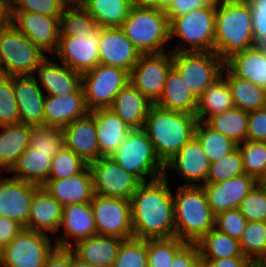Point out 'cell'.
<instances>
[{
	"label": "cell",
	"instance_id": "6da1fadb",
	"mask_svg": "<svg viewBox=\"0 0 266 267\" xmlns=\"http://www.w3.org/2000/svg\"><path fill=\"white\" fill-rule=\"evenodd\" d=\"M168 176L142 182L131 197L134 238L149 240L175 237L173 190Z\"/></svg>",
	"mask_w": 266,
	"mask_h": 267
},
{
	"label": "cell",
	"instance_id": "7a4b0ae2",
	"mask_svg": "<svg viewBox=\"0 0 266 267\" xmlns=\"http://www.w3.org/2000/svg\"><path fill=\"white\" fill-rule=\"evenodd\" d=\"M256 45L250 0H217L214 52L224 61Z\"/></svg>",
	"mask_w": 266,
	"mask_h": 267
},
{
	"label": "cell",
	"instance_id": "3957f363",
	"mask_svg": "<svg viewBox=\"0 0 266 267\" xmlns=\"http://www.w3.org/2000/svg\"><path fill=\"white\" fill-rule=\"evenodd\" d=\"M197 122L194 114L151 105L143 129L163 165L194 137Z\"/></svg>",
	"mask_w": 266,
	"mask_h": 267
},
{
	"label": "cell",
	"instance_id": "277c9868",
	"mask_svg": "<svg viewBox=\"0 0 266 267\" xmlns=\"http://www.w3.org/2000/svg\"><path fill=\"white\" fill-rule=\"evenodd\" d=\"M173 191L175 237L197 243L215 227V215L202 186L177 185Z\"/></svg>",
	"mask_w": 266,
	"mask_h": 267
},
{
	"label": "cell",
	"instance_id": "5b68a950",
	"mask_svg": "<svg viewBox=\"0 0 266 267\" xmlns=\"http://www.w3.org/2000/svg\"><path fill=\"white\" fill-rule=\"evenodd\" d=\"M141 54L170 51V22L165 11L137 1L120 27Z\"/></svg>",
	"mask_w": 266,
	"mask_h": 267
},
{
	"label": "cell",
	"instance_id": "8992f818",
	"mask_svg": "<svg viewBox=\"0 0 266 267\" xmlns=\"http://www.w3.org/2000/svg\"><path fill=\"white\" fill-rule=\"evenodd\" d=\"M215 16L216 7H203L175 18L170 23V43L180 41L170 51H214Z\"/></svg>",
	"mask_w": 266,
	"mask_h": 267
},
{
	"label": "cell",
	"instance_id": "52a82bcc",
	"mask_svg": "<svg viewBox=\"0 0 266 267\" xmlns=\"http://www.w3.org/2000/svg\"><path fill=\"white\" fill-rule=\"evenodd\" d=\"M110 157L141 182L156 180L164 174V165L143 128L131 129Z\"/></svg>",
	"mask_w": 266,
	"mask_h": 267
},
{
	"label": "cell",
	"instance_id": "ba28073f",
	"mask_svg": "<svg viewBox=\"0 0 266 267\" xmlns=\"http://www.w3.org/2000/svg\"><path fill=\"white\" fill-rule=\"evenodd\" d=\"M46 57L12 24L0 29V69L3 75H34L36 68Z\"/></svg>",
	"mask_w": 266,
	"mask_h": 267
},
{
	"label": "cell",
	"instance_id": "9c48e42d",
	"mask_svg": "<svg viewBox=\"0 0 266 267\" xmlns=\"http://www.w3.org/2000/svg\"><path fill=\"white\" fill-rule=\"evenodd\" d=\"M172 58L173 67L197 98L222 76L225 67V61L214 51L172 52Z\"/></svg>",
	"mask_w": 266,
	"mask_h": 267
},
{
	"label": "cell",
	"instance_id": "30bf717a",
	"mask_svg": "<svg viewBox=\"0 0 266 267\" xmlns=\"http://www.w3.org/2000/svg\"><path fill=\"white\" fill-rule=\"evenodd\" d=\"M51 236L22 228L1 251L0 267H44L56 244Z\"/></svg>",
	"mask_w": 266,
	"mask_h": 267
},
{
	"label": "cell",
	"instance_id": "8fae6325",
	"mask_svg": "<svg viewBox=\"0 0 266 267\" xmlns=\"http://www.w3.org/2000/svg\"><path fill=\"white\" fill-rule=\"evenodd\" d=\"M129 83V72L99 63L82 74V88L89 111L109 108L116 95Z\"/></svg>",
	"mask_w": 266,
	"mask_h": 267
},
{
	"label": "cell",
	"instance_id": "7c38bea8",
	"mask_svg": "<svg viewBox=\"0 0 266 267\" xmlns=\"http://www.w3.org/2000/svg\"><path fill=\"white\" fill-rule=\"evenodd\" d=\"M173 67L171 51L141 54L129 73V82L150 102L161 97L169 71Z\"/></svg>",
	"mask_w": 266,
	"mask_h": 267
},
{
	"label": "cell",
	"instance_id": "4fadbf2b",
	"mask_svg": "<svg viewBox=\"0 0 266 267\" xmlns=\"http://www.w3.org/2000/svg\"><path fill=\"white\" fill-rule=\"evenodd\" d=\"M89 167L93 177V191L96 195L130 201L142 183L110 156L99 157L90 163Z\"/></svg>",
	"mask_w": 266,
	"mask_h": 267
},
{
	"label": "cell",
	"instance_id": "5bb4252c",
	"mask_svg": "<svg viewBox=\"0 0 266 267\" xmlns=\"http://www.w3.org/2000/svg\"><path fill=\"white\" fill-rule=\"evenodd\" d=\"M91 208L97 235L115 236L123 240L134 237L129 200L94 194Z\"/></svg>",
	"mask_w": 266,
	"mask_h": 267
},
{
	"label": "cell",
	"instance_id": "9a60e30c",
	"mask_svg": "<svg viewBox=\"0 0 266 267\" xmlns=\"http://www.w3.org/2000/svg\"><path fill=\"white\" fill-rule=\"evenodd\" d=\"M99 39L100 27L91 34L59 37L58 48L53 57L74 71L83 74L100 63Z\"/></svg>",
	"mask_w": 266,
	"mask_h": 267
},
{
	"label": "cell",
	"instance_id": "2e32d148",
	"mask_svg": "<svg viewBox=\"0 0 266 267\" xmlns=\"http://www.w3.org/2000/svg\"><path fill=\"white\" fill-rule=\"evenodd\" d=\"M11 24L47 56L56 53L60 37L59 17L33 12H11Z\"/></svg>",
	"mask_w": 266,
	"mask_h": 267
},
{
	"label": "cell",
	"instance_id": "e0dca14e",
	"mask_svg": "<svg viewBox=\"0 0 266 267\" xmlns=\"http://www.w3.org/2000/svg\"><path fill=\"white\" fill-rule=\"evenodd\" d=\"M41 186L0 175V216L27 226L31 201Z\"/></svg>",
	"mask_w": 266,
	"mask_h": 267
},
{
	"label": "cell",
	"instance_id": "ac0fdd59",
	"mask_svg": "<svg viewBox=\"0 0 266 267\" xmlns=\"http://www.w3.org/2000/svg\"><path fill=\"white\" fill-rule=\"evenodd\" d=\"M209 167L210 162L203 148L199 141L193 137L164 165L163 175H168L169 172L174 171L180 176L179 178L185 180V183L180 185L202 186L206 184Z\"/></svg>",
	"mask_w": 266,
	"mask_h": 267
},
{
	"label": "cell",
	"instance_id": "d6986e66",
	"mask_svg": "<svg viewBox=\"0 0 266 267\" xmlns=\"http://www.w3.org/2000/svg\"><path fill=\"white\" fill-rule=\"evenodd\" d=\"M94 235L97 232L91 202L63 206L62 220L54 240L56 247L70 248L77 241Z\"/></svg>",
	"mask_w": 266,
	"mask_h": 267
},
{
	"label": "cell",
	"instance_id": "ffe728a7",
	"mask_svg": "<svg viewBox=\"0 0 266 267\" xmlns=\"http://www.w3.org/2000/svg\"><path fill=\"white\" fill-rule=\"evenodd\" d=\"M141 52L127 38L120 27H100V63L122 68L129 73L139 61Z\"/></svg>",
	"mask_w": 266,
	"mask_h": 267
},
{
	"label": "cell",
	"instance_id": "44dd1931",
	"mask_svg": "<svg viewBox=\"0 0 266 267\" xmlns=\"http://www.w3.org/2000/svg\"><path fill=\"white\" fill-rule=\"evenodd\" d=\"M34 77L45 95H70L82 88V74L49 55L36 68Z\"/></svg>",
	"mask_w": 266,
	"mask_h": 267
},
{
	"label": "cell",
	"instance_id": "7402d4cb",
	"mask_svg": "<svg viewBox=\"0 0 266 267\" xmlns=\"http://www.w3.org/2000/svg\"><path fill=\"white\" fill-rule=\"evenodd\" d=\"M258 181L246 173L220 183L203 184L209 207L217 214L239 207L242 200L249 194Z\"/></svg>",
	"mask_w": 266,
	"mask_h": 267
},
{
	"label": "cell",
	"instance_id": "603a6c76",
	"mask_svg": "<svg viewBox=\"0 0 266 267\" xmlns=\"http://www.w3.org/2000/svg\"><path fill=\"white\" fill-rule=\"evenodd\" d=\"M14 95L20 123L45 126L43 89L34 75L14 76Z\"/></svg>",
	"mask_w": 266,
	"mask_h": 267
},
{
	"label": "cell",
	"instance_id": "cb8c5ba5",
	"mask_svg": "<svg viewBox=\"0 0 266 267\" xmlns=\"http://www.w3.org/2000/svg\"><path fill=\"white\" fill-rule=\"evenodd\" d=\"M42 188L63 206L88 203L94 196L93 177L89 165L66 179H48Z\"/></svg>",
	"mask_w": 266,
	"mask_h": 267
},
{
	"label": "cell",
	"instance_id": "d4e9b609",
	"mask_svg": "<svg viewBox=\"0 0 266 267\" xmlns=\"http://www.w3.org/2000/svg\"><path fill=\"white\" fill-rule=\"evenodd\" d=\"M66 147L88 165L102 157L98 147L94 116L89 112L63 127Z\"/></svg>",
	"mask_w": 266,
	"mask_h": 267
},
{
	"label": "cell",
	"instance_id": "484cf974",
	"mask_svg": "<svg viewBox=\"0 0 266 267\" xmlns=\"http://www.w3.org/2000/svg\"><path fill=\"white\" fill-rule=\"evenodd\" d=\"M89 112L83 88L70 95H45V126L65 127L76 119L86 116Z\"/></svg>",
	"mask_w": 266,
	"mask_h": 267
},
{
	"label": "cell",
	"instance_id": "4316f807",
	"mask_svg": "<svg viewBox=\"0 0 266 267\" xmlns=\"http://www.w3.org/2000/svg\"><path fill=\"white\" fill-rule=\"evenodd\" d=\"M62 208L63 205L41 186L32 198L25 228L55 237L62 220Z\"/></svg>",
	"mask_w": 266,
	"mask_h": 267
},
{
	"label": "cell",
	"instance_id": "83f0119b",
	"mask_svg": "<svg viewBox=\"0 0 266 267\" xmlns=\"http://www.w3.org/2000/svg\"><path fill=\"white\" fill-rule=\"evenodd\" d=\"M123 239L115 236L94 235L77 241L70 249L82 262L96 267H112Z\"/></svg>",
	"mask_w": 266,
	"mask_h": 267
},
{
	"label": "cell",
	"instance_id": "f1b7e54d",
	"mask_svg": "<svg viewBox=\"0 0 266 267\" xmlns=\"http://www.w3.org/2000/svg\"><path fill=\"white\" fill-rule=\"evenodd\" d=\"M94 116L98 147L102 156H110L123 143L131 128L110 108L90 111Z\"/></svg>",
	"mask_w": 266,
	"mask_h": 267
},
{
	"label": "cell",
	"instance_id": "f546056e",
	"mask_svg": "<svg viewBox=\"0 0 266 267\" xmlns=\"http://www.w3.org/2000/svg\"><path fill=\"white\" fill-rule=\"evenodd\" d=\"M225 66L237 77L249 80L266 89V48L255 45L247 50L232 54Z\"/></svg>",
	"mask_w": 266,
	"mask_h": 267
},
{
	"label": "cell",
	"instance_id": "4dcf8cb0",
	"mask_svg": "<svg viewBox=\"0 0 266 267\" xmlns=\"http://www.w3.org/2000/svg\"><path fill=\"white\" fill-rule=\"evenodd\" d=\"M152 104L129 82L116 95L109 108L131 129H141Z\"/></svg>",
	"mask_w": 266,
	"mask_h": 267
},
{
	"label": "cell",
	"instance_id": "1f68e13d",
	"mask_svg": "<svg viewBox=\"0 0 266 267\" xmlns=\"http://www.w3.org/2000/svg\"><path fill=\"white\" fill-rule=\"evenodd\" d=\"M58 152L35 151L28 147L8 173L11 177L42 186L49 178L53 157Z\"/></svg>",
	"mask_w": 266,
	"mask_h": 267
},
{
	"label": "cell",
	"instance_id": "d6a6232c",
	"mask_svg": "<svg viewBox=\"0 0 266 267\" xmlns=\"http://www.w3.org/2000/svg\"><path fill=\"white\" fill-rule=\"evenodd\" d=\"M31 128L23 123L0 126V173L9 172L30 146Z\"/></svg>",
	"mask_w": 266,
	"mask_h": 267
},
{
	"label": "cell",
	"instance_id": "836d02e7",
	"mask_svg": "<svg viewBox=\"0 0 266 267\" xmlns=\"http://www.w3.org/2000/svg\"><path fill=\"white\" fill-rule=\"evenodd\" d=\"M198 98L190 91L179 72L172 67L161 97L155 103L171 111L196 114Z\"/></svg>",
	"mask_w": 266,
	"mask_h": 267
},
{
	"label": "cell",
	"instance_id": "e575fe53",
	"mask_svg": "<svg viewBox=\"0 0 266 267\" xmlns=\"http://www.w3.org/2000/svg\"><path fill=\"white\" fill-rule=\"evenodd\" d=\"M138 0H83L80 4L99 27H121Z\"/></svg>",
	"mask_w": 266,
	"mask_h": 267
},
{
	"label": "cell",
	"instance_id": "d590c367",
	"mask_svg": "<svg viewBox=\"0 0 266 267\" xmlns=\"http://www.w3.org/2000/svg\"><path fill=\"white\" fill-rule=\"evenodd\" d=\"M222 76L228 83L235 108L249 113L266 107V89L235 76L226 66Z\"/></svg>",
	"mask_w": 266,
	"mask_h": 267
},
{
	"label": "cell",
	"instance_id": "8d00e7d4",
	"mask_svg": "<svg viewBox=\"0 0 266 267\" xmlns=\"http://www.w3.org/2000/svg\"><path fill=\"white\" fill-rule=\"evenodd\" d=\"M235 107L226 79L221 76L198 97L196 118L206 122L213 115Z\"/></svg>",
	"mask_w": 266,
	"mask_h": 267
},
{
	"label": "cell",
	"instance_id": "74e56055",
	"mask_svg": "<svg viewBox=\"0 0 266 267\" xmlns=\"http://www.w3.org/2000/svg\"><path fill=\"white\" fill-rule=\"evenodd\" d=\"M201 259H220L235 256H244L239 240L211 229L197 242Z\"/></svg>",
	"mask_w": 266,
	"mask_h": 267
},
{
	"label": "cell",
	"instance_id": "f35d334b",
	"mask_svg": "<svg viewBox=\"0 0 266 267\" xmlns=\"http://www.w3.org/2000/svg\"><path fill=\"white\" fill-rule=\"evenodd\" d=\"M206 123L214 130L232 139L236 144L247 140L248 112L233 108L210 117Z\"/></svg>",
	"mask_w": 266,
	"mask_h": 267
},
{
	"label": "cell",
	"instance_id": "ab89813d",
	"mask_svg": "<svg viewBox=\"0 0 266 267\" xmlns=\"http://www.w3.org/2000/svg\"><path fill=\"white\" fill-rule=\"evenodd\" d=\"M194 137L199 141L210 163L217 162L237 148V144L232 139L199 120L195 127Z\"/></svg>",
	"mask_w": 266,
	"mask_h": 267
},
{
	"label": "cell",
	"instance_id": "60d3db41",
	"mask_svg": "<svg viewBox=\"0 0 266 267\" xmlns=\"http://www.w3.org/2000/svg\"><path fill=\"white\" fill-rule=\"evenodd\" d=\"M98 27L97 22L80 4L66 5L59 17L60 37L91 34Z\"/></svg>",
	"mask_w": 266,
	"mask_h": 267
},
{
	"label": "cell",
	"instance_id": "b9f144b4",
	"mask_svg": "<svg viewBox=\"0 0 266 267\" xmlns=\"http://www.w3.org/2000/svg\"><path fill=\"white\" fill-rule=\"evenodd\" d=\"M239 242L245 257L254 264H266V221L247 222Z\"/></svg>",
	"mask_w": 266,
	"mask_h": 267
},
{
	"label": "cell",
	"instance_id": "7bdbcfd3",
	"mask_svg": "<svg viewBox=\"0 0 266 267\" xmlns=\"http://www.w3.org/2000/svg\"><path fill=\"white\" fill-rule=\"evenodd\" d=\"M243 169L258 182H266V142L249 141L237 144Z\"/></svg>",
	"mask_w": 266,
	"mask_h": 267
},
{
	"label": "cell",
	"instance_id": "ee69618b",
	"mask_svg": "<svg viewBox=\"0 0 266 267\" xmlns=\"http://www.w3.org/2000/svg\"><path fill=\"white\" fill-rule=\"evenodd\" d=\"M186 244L178 237L147 240V267H167Z\"/></svg>",
	"mask_w": 266,
	"mask_h": 267
},
{
	"label": "cell",
	"instance_id": "f6af8a7d",
	"mask_svg": "<svg viewBox=\"0 0 266 267\" xmlns=\"http://www.w3.org/2000/svg\"><path fill=\"white\" fill-rule=\"evenodd\" d=\"M65 146L63 127L32 126L30 148H35V151L58 152Z\"/></svg>",
	"mask_w": 266,
	"mask_h": 267
},
{
	"label": "cell",
	"instance_id": "bcb514c9",
	"mask_svg": "<svg viewBox=\"0 0 266 267\" xmlns=\"http://www.w3.org/2000/svg\"><path fill=\"white\" fill-rule=\"evenodd\" d=\"M244 173L242 156L237 147L217 162L210 163L206 183H220Z\"/></svg>",
	"mask_w": 266,
	"mask_h": 267
},
{
	"label": "cell",
	"instance_id": "7dc6e473",
	"mask_svg": "<svg viewBox=\"0 0 266 267\" xmlns=\"http://www.w3.org/2000/svg\"><path fill=\"white\" fill-rule=\"evenodd\" d=\"M147 240H123L112 267H147Z\"/></svg>",
	"mask_w": 266,
	"mask_h": 267
},
{
	"label": "cell",
	"instance_id": "c3c4849f",
	"mask_svg": "<svg viewBox=\"0 0 266 267\" xmlns=\"http://www.w3.org/2000/svg\"><path fill=\"white\" fill-rule=\"evenodd\" d=\"M20 123L14 95V76L0 75V126Z\"/></svg>",
	"mask_w": 266,
	"mask_h": 267
},
{
	"label": "cell",
	"instance_id": "681fc988",
	"mask_svg": "<svg viewBox=\"0 0 266 267\" xmlns=\"http://www.w3.org/2000/svg\"><path fill=\"white\" fill-rule=\"evenodd\" d=\"M88 164L66 146L53 157L48 179H66L81 172Z\"/></svg>",
	"mask_w": 266,
	"mask_h": 267
},
{
	"label": "cell",
	"instance_id": "f907efd6",
	"mask_svg": "<svg viewBox=\"0 0 266 267\" xmlns=\"http://www.w3.org/2000/svg\"><path fill=\"white\" fill-rule=\"evenodd\" d=\"M238 209L248 222L266 221V182H258Z\"/></svg>",
	"mask_w": 266,
	"mask_h": 267
},
{
	"label": "cell",
	"instance_id": "816d5d0a",
	"mask_svg": "<svg viewBox=\"0 0 266 267\" xmlns=\"http://www.w3.org/2000/svg\"><path fill=\"white\" fill-rule=\"evenodd\" d=\"M67 4L63 0H13L11 12H33L60 17Z\"/></svg>",
	"mask_w": 266,
	"mask_h": 267
},
{
	"label": "cell",
	"instance_id": "f5cc1de1",
	"mask_svg": "<svg viewBox=\"0 0 266 267\" xmlns=\"http://www.w3.org/2000/svg\"><path fill=\"white\" fill-rule=\"evenodd\" d=\"M247 219L239 209H229L215 216V227L219 232L240 240L245 230Z\"/></svg>",
	"mask_w": 266,
	"mask_h": 267
},
{
	"label": "cell",
	"instance_id": "db71d44e",
	"mask_svg": "<svg viewBox=\"0 0 266 267\" xmlns=\"http://www.w3.org/2000/svg\"><path fill=\"white\" fill-rule=\"evenodd\" d=\"M256 45L266 44V0H250Z\"/></svg>",
	"mask_w": 266,
	"mask_h": 267
},
{
	"label": "cell",
	"instance_id": "11a10c76",
	"mask_svg": "<svg viewBox=\"0 0 266 267\" xmlns=\"http://www.w3.org/2000/svg\"><path fill=\"white\" fill-rule=\"evenodd\" d=\"M217 0H174L165 11L171 23L175 18L203 7H216Z\"/></svg>",
	"mask_w": 266,
	"mask_h": 267
},
{
	"label": "cell",
	"instance_id": "9f6ffc18",
	"mask_svg": "<svg viewBox=\"0 0 266 267\" xmlns=\"http://www.w3.org/2000/svg\"><path fill=\"white\" fill-rule=\"evenodd\" d=\"M247 140L266 142V107L248 113Z\"/></svg>",
	"mask_w": 266,
	"mask_h": 267
},
{
	"label": "cell",
	"instance_id": "6f0895ef",
	"mask_svg": "<svg viewBox=\"0 0 266 267\" xmlns=\"http://www.w3.org/2000/svg\"><path fill=\"white\" fill-rule=\"evenodd\" d=\"M200 252L197 243H186L167 267H200Z\"/></svg>",
	"mask_w": 266,
	"mask_h": 267
},
{
	"label": "cell",
	"instance_id": "680465c9",
	"mask_svg": "<svg viewBox=\"0 0 266 267\" xmlns=\"http://www.w3.org/2000/svg\"><path fill=\"white\" fill-rule=\"evenodd\" d=\"M255 264L245 256L220 259H201L200 267H253Z\"/></svg>",
	"mask_w": 266,
	"mask_h": 267
},
{
	"label": "cell",
	"instance_id": "91938a15",
	"mask_svg": "<svg viewBox=\"0 0 266 267\" xmlns=\"http://www.w3.org/2000/svg\"><path fill=\"white\" fill-rule=\"evenodd\" d=\"M75 254L70 248L55 247L48 255L44 267H73Z\"/></svg>",
	"mask_w": 266,
	"mask_h": 267
},
{
	"label": "cell",
	"instance_id": "94428289",
	"mask_svg": "<svg viewBox=\"0 0 266 267\" xmlns=\"http://www.w3.org/2000/svg\"><path fill=\"white\" fill-rule=\"evenodd\" d=\"M22 228L16 221L0 216V247L3 248L9 244Z\"/></svg>",
	"mask_w": 266,
	"mask_h": 267
},
{
	"label": "cell",
	"instance_id": "6125c7cd",
	"mask_svg": "<svg viewBox=\"0 0 266 267\" xmlns=\"http://www.w3.org/2000/svg\"><path fill=\"white\" fill-rule=\"evenodd\" d=\"M11 24V3L8 0H0V29Z\"/></svg>",
	"mask_w": 266,
	"mask_h": 267
},
{
	"label": "cell",
	"instance_id": "be15d7a7",
	"mask_svg": "<svg viewBox=\"0 0 266 267\" xmlns=\"http://www.w3.org/2000/svg\"><path fill=\"white\" fill-rule=\"evenodd\" d=\"M140 3L166 11L174 0H138Z\"/></svg>",
	"mask_w": 266,
	"mask_h": 267
},
{
	"label": "cell",
	"instance_id": "e7e4bbea",
	"mask_svg": "<svg viewBox=\"0 0 266 267\" xmlns=\"http://www.w3.org/2000/svg\"><path fill=\"white\" fill-rule=\"evenodd\" d=\"M73 267H96L92 264H88L85 262L80 261L79 259H77L76 257H74L73 259Z\"/></svg>",
	"mask_w": 266,
	"mask_h": 267
},
{
	"label": "cell",
	"instance_id": "03108f58",
	"mask_svg": "<svg viewBox=\"0 0 266 267\" xmlns=\"http://www.w3.org/2000/svg\"><path fill=\"white\" fill-rule=\"evenodd\" d=\"M67 5L81 4L83 0H63Z\"/></svg>",
	"mask_w": 266,
	"mask_h": 267
},
{
	"label": "cell",
	"instance_id": "003e7915",
	"mask_svg": "<svg viewBox=\"0 0 266 267\" xmlns=\"http://www.w3.org/2000/svg\"><path fill=\"white\" fill-rule=\"evenodd\" d=\"M253 267H266L265 264H255Z\"/></svg>",
	"mask_w": 266,
	"mask_h": 267
},
{
	"label": "cell",
	"instance_id": "a7ac6f4b",
	"mask_svg": "<svg viewBox=\"0 0 266 267\" xmlns=\"http://www.w3.org/2000/svg\"><path fill=\"white\" fill-rule=\"evenodd\" d=\"M1 251H2V248L0 247V263H1Z\"/></svg>",
	"mask_w": 266,
	"mask_h": 267
}]
</instances>
